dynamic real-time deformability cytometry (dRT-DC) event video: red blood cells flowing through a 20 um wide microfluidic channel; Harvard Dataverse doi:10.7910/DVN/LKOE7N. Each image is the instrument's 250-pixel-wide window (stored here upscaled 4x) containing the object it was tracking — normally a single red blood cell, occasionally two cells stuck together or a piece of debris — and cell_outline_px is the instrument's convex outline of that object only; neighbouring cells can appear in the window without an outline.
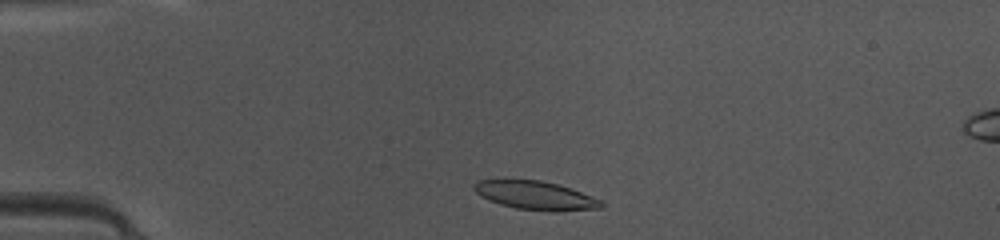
{"species": "common noctule bat (a hibernating species)", "species_latin": "Nyctalus noctula", "temperature_condition": "warm", "stored_images_in_passage": 39, "camera_frame_rate_fps": 3000, "um_per_image_px": 0.085, "animal": {"sex": "female", "body_mass_g": 10.0, "forearm_length_mm": 53.1}, "frame": {"image": 1, "passage_image": 3, "time_ms": 0.667, "image_size_px": [1000, 240], "cell_outline_px": [[604, 204], [600, 208], [556, 212], [552, 212], [516, 208], [500, 204], [488, 200], [480, 196], [472, 188], [472, 184], [476, 180], [540, 180], [556, 184], [592, 196], [600, 200]], "centroid_in_image_um": [45.47, 16.62], "position_along_channel_um": 39.5, "area_um2": 21.1}}
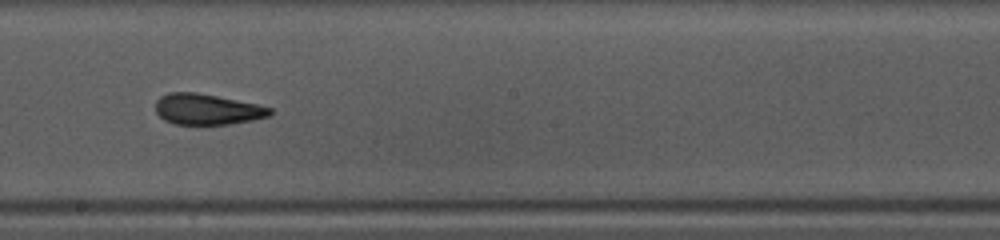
{"frame": {"image": 2, "passage_image": 19, "time_ms": 6.0, "image_size_px": [1000, 240], "cell_outline_px": [[272, 112], [268, 116], [252, 120], [232, 124], [176, 124], [164, 120], [156, 112], [156, 100], [160, 96], [168, 92], [196, 92], [256, 104], [272, 108]], "centroid_in_image_um": [17.58, 9.29], "position_along_channel_um": 230.6, "area_um2": 20.4}}
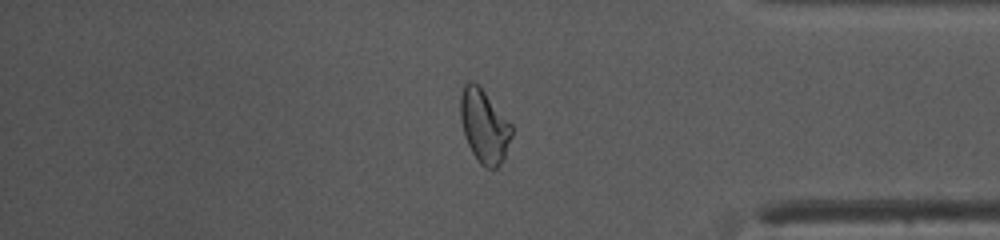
{"frame": {"image": 3, "passage_image": 32, "time_ms": 10.333, "image_size_px": [1000, 240], "cell_outline_px": [[512, 136], [504, 160], [496, 168], [484, 168], [480, 164], [472, 152], [468, 144], [460, 120], [460, 96], [464, 84], [468, 80], [472, 80], [480, 84], [512, 124]], "centroid_in_image_um": [41.16, 10.68], "position_along_channel_um": 394.0, "area_um2": 22.37}, "authors_computed_cell_mechanics": {"area_um2": 21.3282, "velocity_mm_per_s": 4.1748, "shape_relaxation_time_tau1_ms": 4.6227, "shape_relaxation_time_tau2_ms": 1.914, "deformation_change_tau1": 0.1834, "deformation_change_tau2": 0.0928}}